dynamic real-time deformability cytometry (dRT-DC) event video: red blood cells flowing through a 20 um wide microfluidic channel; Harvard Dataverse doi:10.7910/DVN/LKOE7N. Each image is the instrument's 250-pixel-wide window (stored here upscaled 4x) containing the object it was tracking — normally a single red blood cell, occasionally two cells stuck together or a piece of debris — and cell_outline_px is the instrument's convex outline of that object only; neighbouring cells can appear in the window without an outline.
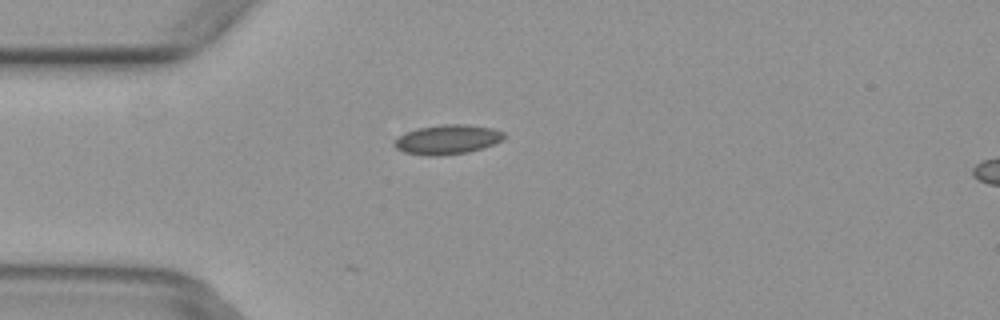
{"species": "common noctule bat (a hibernating species)", "species_latin": "Nyctalus noctula", "temperature_condition": "warm", "stored_images_in_passage": 2, "camera_frame_rate_fps": 3000, "um_per_image_px": 0.085, "animal": {"sex": "female", "body_mass_g": 29.2, "forearm_length_mm": 56.3}, "frame": {"image": 1, "passage_image": 1, "time_ms": 0.0, "image_size_px": [1000, 320], "cell_outline_px": [[504, 140], [484, 148], [468, 152], [440, 156], [428, 156], [404, 152], [396, 148], [392, 144], [400, 136], [416, 128], [444, 124], [468, 124], [492, 128], [504, 132]], "centroid_in_image_um": [38.06, 11.86], "position_along_channel_um": 46.9, "area_um2": 18.96}}